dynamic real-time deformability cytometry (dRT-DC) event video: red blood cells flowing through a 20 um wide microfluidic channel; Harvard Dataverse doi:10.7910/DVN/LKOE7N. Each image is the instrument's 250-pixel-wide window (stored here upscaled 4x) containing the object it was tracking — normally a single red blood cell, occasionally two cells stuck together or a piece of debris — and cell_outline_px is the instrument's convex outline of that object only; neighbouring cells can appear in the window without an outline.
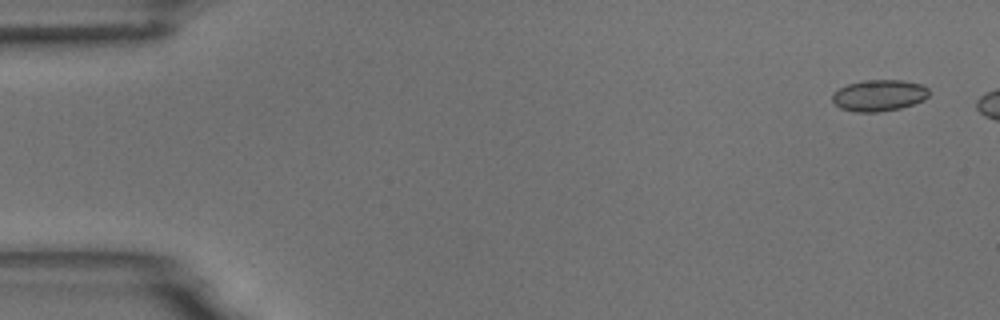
{"species": "common noctule bat (a hibernating species)", "species_latin": "Nyctalus noctula", "temperature_condition": "room temperature", "stored_images_in_passage": 5, "camera_frame_rate_fps": 3000, "um_per_image_px": 0.085, "animal": {"sex": "male", "body_mass_g": 18.8}, "frame": {"image": 1, "passage_image": 1, "time_ms": 0.0, "image_size_px": [1000, 320], "cell_outline_px": [[928, 96], [924, 100], [900, 108], [880, 112], [856, 112], [840, 108], [832, 100], [832, 92], [848, 84], [864, 80], [904, 80], [920, 84], [928, 88]], "centroid_in_image_um": [74.7, 8.11], "position_along_channel_um": 10.3, "area_um2": 17.69}}